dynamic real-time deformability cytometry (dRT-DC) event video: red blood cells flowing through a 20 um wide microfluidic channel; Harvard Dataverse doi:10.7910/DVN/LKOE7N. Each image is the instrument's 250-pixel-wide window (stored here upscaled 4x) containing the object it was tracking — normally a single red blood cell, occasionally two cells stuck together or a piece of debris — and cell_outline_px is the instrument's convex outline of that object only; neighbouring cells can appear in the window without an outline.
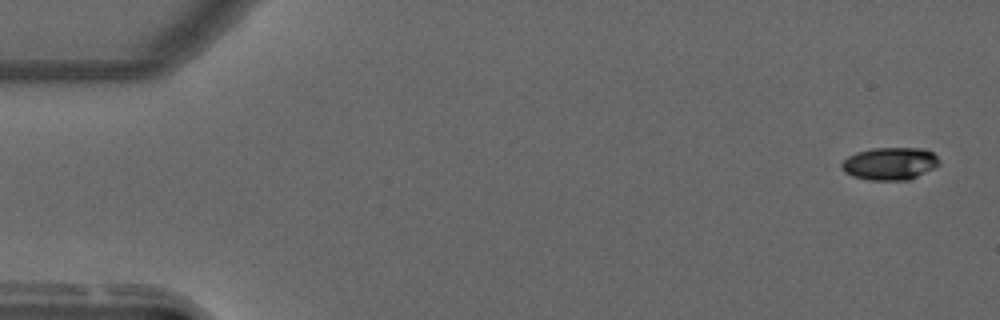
{"species": "common noctule bat (a hibernating species)", "species_latin": "Nyctalus noctula", "temperature_condition": "warm", "stored_images_in_passage": 14, "camera_frame_rate_fps": 3000, "um_per_image_px": 0.085, "animal": {"sex": "male", "forearm_length_mm": 52.5}, "frame": {"image": 1, "passage_image": 1, "time_ms": 0.0, "image_size_px": [1000, 320], "cell_outline_px": [[940, 164], [908, 180], [868, 180], [852, 176], [844, 172], [840, 168], [840, 164], [848, 156], [856, 152], [872, 148], [924, 148], [932, 152], [940, 160]], "centroid_in_image_um": [75.6, 13.9], "position_along_channel_um": 9.4, "area_um2": 18.55}}
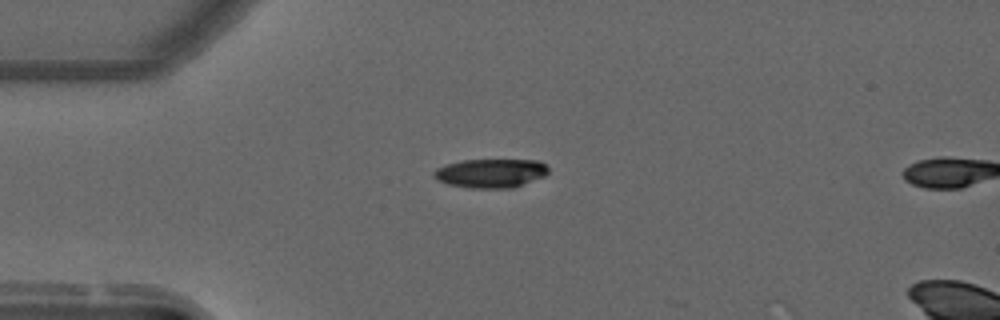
{"frame": {"image": 2, "passage_image": 13, "time_ms": 4.0, "image_size_px": [1000, 320], "cell_outline_px": [[548, 172], [544, 176], [516, 188], [468, 188], [448, 184], [432, 176], [432, 172], [436, 168], [448, 164], [464, 160], [540, 160], [548, 168]], "centroid_in_image_um": [41.73, 14.73], "position_along_channel_um": 43.3, "area_um2": 19.36}}